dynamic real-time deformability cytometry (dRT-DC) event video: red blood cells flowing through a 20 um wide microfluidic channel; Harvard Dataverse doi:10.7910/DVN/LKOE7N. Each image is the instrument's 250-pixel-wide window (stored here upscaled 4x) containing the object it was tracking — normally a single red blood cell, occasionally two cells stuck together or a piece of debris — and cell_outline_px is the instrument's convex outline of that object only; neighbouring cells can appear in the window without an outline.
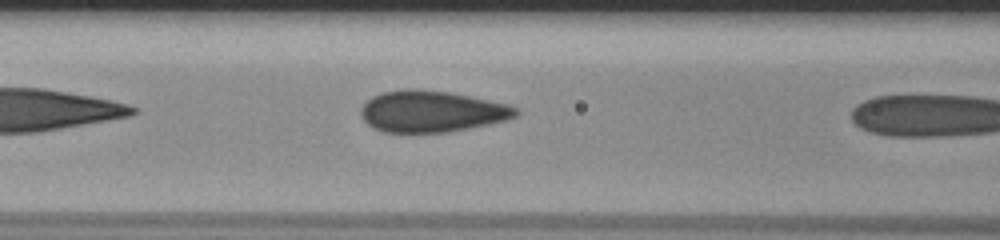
{"species": "human", "species_latin": "Homo sapiens", "temperature_condition": "room temperature", "stored_images_in_passage": 8, "camera_frame_rate_fps": 3000, "um_per_image_px": 0.085, "donor": {"sex": "male"}, "frame": {"image": 1, "passage_image": 7, "time_ms": 2.0, "image_size_px": [1000, 240], "cell_outline_px": [[520, 112], [516, 116], [508, 120], [448, 132], [380, 132], [372, 128], [364, 120], [360, 112], [360, 108], [372, 96], [384, 92], [408, 88], [448, 92], [508, 104], [516, 108]], "centroid_in_image_um": [36.67, 9.48], "position_along_channel_um": 129.9, "area_um2": 37.22}}